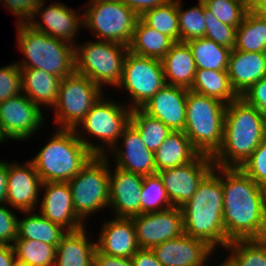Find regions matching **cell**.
<instances>
[{
	"label": "cell",
	"instance_id": "1",
	"mask_svg": "<svg viewBox=\"0 0 266 266\" xmlns=\"http://www.w3.org/2000/svg\"><path fill=\"white\" fill-rule=\"evenodd\" d=\"M222 188L227 239H263L266 234V189L239 167H222Z\"/></svg>",
	"mask_w": 266,
	"mask_h": 266
},
{
	"label": "cell",
	"instance_id": "2",
	"mask_svg": "<svg viewBox=\"0 0 266 266\" xmlns=\"http://www.w3.org/2000/svg\"><path fill=\"white\" fill-rule=\"evenodd\" d=\"M223 201L222 167L214 166L181 207L183 232L204 240L215 251L218 246L224 249L230 243L223 225Z\"/></svg>",
	"mask_w": 266,
	"mask_h": 266
},
{
	"label": "cell",
	"instance_id": "3",
	"mask_svg": "<svg viewBox=\"0 0 266 266\" xmlns=\"http://www.w3.org/2000/svg\"><path fill=\"white\" fill-rule=\"evenodd\" d=\"M266 138V118L242 97L226 104L223 141L212 157L217 167H241Z\"/></svg>",
	"mask_w": 266,
	"mask_h": 266
},
{
	"label": "cell",
	"instance_id": "4",
	"mask_svg": "<svg viewBox=\"0 0 266 266\" xmlns=\"http://www.w3.org/2000/svg\"><path fill=\"white\" fill-rule=\"evenodd\" d=\"M93 156L74 129L57 128L50 141L30 161L42 182H68Z\"/></svg>",
	"mask_w": 266,
	"mask_h": 266
},
{
	"label": "cell",
	"instance_id": "5",
	"mask_svg": "<svg viewBox=\"0 0 266 266\" xmlns=\"http://www.w3.org/2000/svg\"><path fill=\"white\" fill-rule=\"evenodd\" d=\"M17 45L23 60L19 68H37L61 79L75 72V47L34 30L27 23H15Z\"/></svg>",
	"mask_w": 266,
	"mask_h": 266
},
{
	"label": "cell",
	"instance_id": "6",
	"mask_svg": "<svg viewBox=\"0 0 266 266\" xmlns=\"http://www.w3.org/2000/svg\"><path fill=\"white\" fill-rule=\"evenodd\" d=\"M226 104L188 90L184 133L199 153L213 157L223 141Z\"/></svg>",
	"mask_w": 266,
	"mask_h": 266
},
{
	"label": "cell",
	"instance_id": "7",
	"mask_svg": "<svg viewBox=\"0 0 266 266\" xmlns=\"http://www.w3.org/2000/svg\"><path fill=\"white\" fill-rule=\"evenodd\" d=\"M93 105L86 117L74 129L77 137L94 155H109L122 135L123 129L129 124L131 109L128 105L112 100H107L106 96ZM106 98V99H105ZM81 128V130H79ZM99 139L100 144L91 143L84 134ZM98 145V146H97Z\"/></svg>",
	"mask_w": 266,
	"mask_h": 266
},
{
	"label": "cell",
	"instance_id": "8",
	"mask_svg": "<svg viewBox=\"0 0 266 266\" xmlns=\"http://www.w3.org/2000/svg\"><path fill=\"white\" fill-rule=\"evenodd\" d=\"M74 47L75 72L86 76L100 88L103 85H119L128 46L98 40L87 41Z\"/></svg>",
	"mask_w": 266,
	"mask_h": 266
},
{
	"label": "cell",
	"instance_id": "9",
	"mask_svg": "<svg viewBox=\"0 0 266 266\" xmlns=\"http://www.w3.org/2000/svg\"><path fill=\"white\" fill-rule=\"evenodd\" d=\"M110 157L94 155L80 172L68 181L73 207L83 220L109 205Z\"/></svg>",
	"mask_w": 266,
	"mask_h": 266
},
{
	"label": "cell",
	"instance_id": "10",
	"mask_svg": "<svg viewBox=\"0 0 266 266\" xmlns=\"http://www.w3.org/2000/svg\"><path fill=\"white\" fill-rule=\"evenodd\" d=\"M83 28L97 40L128 46L140 16L121 0H90L82 12Z\"/></svg>",
	"mask_w": 266,
	"mask_h": 266
},
{
	"label": "cell",
	"instance_id": "11",
	"mask_svg": "<svg viewBox=\"0 0 266 266\" xmlns=\"http://www.w3.org/2000/svg\"><path fill=\"white\" fill-rule=\"evenodd\" d=\"M104 90L86 76L74 72L60 80L57 101L52 110L59 129H75L86 117Z\"/></svg>",
	"mask_w": 266,
	"mask_h": 266
},
{
	"label": "cell",
	"instance_id": "12",
	"mask_svg": "<svg viewBox=\"0 0 266 266\" xmlns=\"http://www.w3.org/2000/svg\"><path fill=\"white\" fill-rule=\"evenodd\" d=\"M165 76L160 59L143 57L127 52L122 79L116 88L128 92L132 109L141 108L164 85Z\"/></svg>",
	"mask_w": 266,
	"mask_h": 266
},
{
	"label": "cell",
	"instance_id": "13",
	"mask_svg": "<svg viewBox=\"0 0 266 266\" xmlns=\"http://www.w3.org/2000/svg\"><path fill=\"white\" fill-rule=\"evenodd\" d=\"M39 106L23 93L0 103V134L5 140L26 141L43 125L44 115Z\"/></svg>",
	"mask_w": 266,
	"mask_h": 266
},
{
	"label": "cell",
	"instance_id": "14",
	"mask_svg": "<svg viewBox=\"0 0 266 266\" xmlns=\"http://www.w3.org/2000/svg\"><path fill=\"white\" fill-rule=\"evenodd\" d=\"M214 166L211 156L198 154L187 164L158 171L172 206L182 207L190 200Z\"/></svg>",
	"mask_w": 266,
	"mask_h": 266
},
{
	"label": "cell",
	"instance_id": "15",
	"mask_svg": "<svg viewBox=\"0 0 266 266\" xmlns=\"http://www.w3.org/2000/svg\"><path fill=\"white\" fill-rule=\"evenodd\" d=\"M131 218L139 249H152L184 233L181 207L173 206L163 211L141 213Z\"/></svg>",
	"mask_w": 266,
	"mask_h": 266
},
{
	"label": "cell",
	"instance_id": "16",
	"mask_svg": "<svg viewBox=\"0 0 266 266\" xmlns=\"http://www.w3.org/2000/svg\"><path fill=\"white\" fill-rule=\"evenodd\" d=\"M45 3H47L45 0L41 1L27 24L34 30L75 46L76 36L80 34L79 29L83 27V16L61 1L60 3L55 1L47 7L44 6ZM37 17L41 18L42 22L35 19Z\"/></svg>",
	"mask_w": 266,
	"mask_h": 266
},
{
	"label": "cell",
	"instance_id": "17",
	"mask_svg": "<svg viewBox=\"0 0 266 266\" xmlns=\"http://www.w3.org/2000/svg\"><path fill=\"white\" fill-rule=\"evenodd\" d=\"M8 186L6 204L22 211H35L40 202L42 180L33 163L29 160L24 164L8 162ZM35 208V209H34Z\"/></svg>",
	"mask_w": 266,
	"mask_h": 266
},
{
	"label": "cell",
	"instance_id": "18",
	"mask_svg": "<svg viewBox=\"0 0 266 266\" xmlns=\"http://www.w3.org/2000/svg\"><path fill=\"white\" fill-rule=\"evenodd\" d=\"M152 251L163 266H206L215 252L204 240L185 233L154 246Z\"/></svg>",
	"mask_w": 266,
	"mask_h": 266
},
{
	"label": "cell",
	"instance_id": "19",
	"mask_svg": "<svg viewBox=\"0 0 266 266\" xmlns=\"http://www.w3.org/2000/svg\"><path fill=\"white\" fill-rule=\"evenodd\" d=\"M41 190L44 195L38 206L43 217L61 225L67 231H77L85 227L86 224L73 207L68 182H43Z\"/></svg>",
	"mask_w": 266,
	"mask_h": 266
},
{
	"label": "cell",
	"instance_id": "20",
	"mask_svg": "<svg viewBox=\"0 0 266 266\" xmlns=\"http://www.w3.org/2000/svg\"><path fill=\"white\" fill-rule=\"evenodd\" d=\"M121 139L122 148L118 142L108 152L115 155V167L142 176L157 173L154 152L145 147L139 132L130 123L123 129Z\"/></svg>",
	"mask_w": 266,
	"mask_h": 266
},
{
	"label": "cell",
	"instance_id": "21",
	"mask_svg": "<svg viewBox=\"0 0 266 266\" xmlns=\"http://www.w3.org/2000/svg\"><path fill=\"white\" fill-rule=\"evenodd\" d=\"M114 168L113 172L110 167L108 205L113 210V216L131 218L140 214V195L144 176Z\"/></svg>",
	"mask_w": 266,
	"mask_h": 266
},
{
	"label": "cell",
	"instance_id": "22",
	"mask_svg": "<svg viewBox=\"0 0 266 266\" xmlns=\"http://www.w3.org/2000/svg\"><path fill=\"white\" fill-rule=\"evenodd\" d=\"M189 89L165 84L141 109L161 120L172 131H183L186 122V97Z\"/></svg>",
	"mask_w": 266,
	"mask_h": 266
},
{
	"label": "cell",
	"instance_id": "23",
	"mask_svg": "<svg viewBox=\"0 0 266 266\" xmlns=\"http://www.w3.org/2000/svg\"><path fill=\"white\" fill-rule=\"evenodd\" d=\"M96 248L115 257L131 258L139 249L132 218L114 217L101 225Z\"/></svg>",
	"mask_w": 266,
	"mask_h": 266
},
{
	"label": "cell",
	"instance_id": "24",
	"mask_svg": "<svg viewBox=\"0 0 266 266\" xmlns=\"http://www.w3.org/2000/svg\"><path fill=\"white\" fill-rule=\"evenodd\" d=\"M227 74L232 89L240 97L254 83L266 77V52H243L232 49Z\"/></svg>",
	"mask_w": 266,
	"mask_h": 266
},
{
	"label": "cell",
	"instance_id": "25",
	"mask_svg": "<svg viewBox=\"0 0 266 266\" xmlns=\"http://www.w3.org/2000/svg\"><path fill=\"white\" fill-rule=\"evenodd\" d=\"M161 62L166 84L191 88L197 68L186 42H175Z\"/></svg>",
	"mask_w": 266,
	"mask_h": 266
},
{
	"label": "cell",
	"instance_id": "26",
	"mask_svg": "<svg viewBox=\"0 0 266 266\" xmlns=\"http://www.w3.org/2000/svg\"><path fill=\"white\" fill-rule=\"evenodd\" d=\"M86 227L68 231L56 247L54 266H93L96 242L90 241ZM89 240V241H88Z\"/></svg>",
	"mask_w": 266,
	"mask_h": 266
},
{
	"label": "cell",
	"instance_id": "27",
	"mask_svg": "<svg viewBox=\"0 0 266 266\" xmlns=\"http://www.w3.org/2000/svg\"><path fill=\"white\" fill-rule=\"evenodd\" d=\"M20 71L22 93L40 108H53L61 78L37 68H20Z\"/></svg>",
	"mask_w": 266,
	"mask_h": 266
},
{
	"label": "cell",
	"instance_id": "28",
	"mask_svg": "<svg viewBox=\"0 0 266 266\" xmlns=\"http://www.w3.org/2000/svg\"><path fill=\"white\" fill-rule=\"evenodd\" d=\"M198 154L184 131H172L154 152L156 171L187 164Z\"/></svg>",
	"mask_w": 266,
	"mask_h": 266
},
{
	"label": "cell",
	"instance_id": "29",
	"mask_svg": "<svg viewBox=\"0 0 266 266\" xmlns=\"http://www.w3.org/2000/svg\"><path fill=\"white\" fill-rule=\"evenodd\" d=\"M174 43L169 36L158 32L139 18L128 45V51L139 56L161 60Z\"/></svg>",
	"mask_w": 266,
	"mask_h": 266
},
{
	"label": "cell",
	"instance_id": "30",
	"mask_svg": "<svg viewBox=\"0 0 266 266\" xmlns=\"http://www.w3.org/2000/svg\"><path fill=\"white\" fill-rule=\"evenodd\" d=\"M34 211H22L26 216L18 218L17 238L41 241L46 244L57 245L68 232L61 225L51 222L40 213Z\"/></svg>",
	"mask_w": 266,
	"mask_h": 266
},
{
	"label": "cell",
	"instance_id": "31",
	"mask_svg": "<svg viewBox=\"0 0 266 266\" xmlns=\"http://www.w3.org/2000/svg\"><path fill=\"white\" fill-rule=\"evenodd\" d=\"M189 90L216 98L225 104L239 97L232 89L227 71L197 69Z\"/></svg>",
	"mask_w": 266,
	"mask_h": 266
},
{
	"label": "cell",
	"instance_id": "32",
	"mask_svg": "<svg viewBox=\"0 0 266 266\" xmlns=\"http://www.w3.org/2000/svg\"><path fill=\"white\" fill-rule=\"evenodd\" d=\"M235 50L266 52V18L249 10L236 30Z\"/></svg>",
	"mask_w": 266,
	"mask_h": 266
},
{
	"label": "cell",
	"instance_id": "33",
	"mask_svg": "<svg viewBox=\"0 0 266 266\" xmlns=\"http://www.w3.org/2000/svg\"><path fill=\"white\" fill-rule=\"evenodd\" d=\"M193 54L197 69L227 71L231 49L206 37L186 42Z\"/></svg>",
	"mask_w": 266,
	"mask_h": 266
},
{
	"label": "cell",
	"instance_id": "34",
	"mask_svg": "<svg viewBox=\"0 0 266 266\" xmlns=\"http://www.w3.org/2000/svg\"><path fill=\"white\" fill-rule=\"evenodd\" d=\"M16 262L26 266H54L56 247L36 240L16 238L12 244Z\"/></svg>",
	"mask_w": 266,
	"mask_h": 266
},
{
	"label": "cell",
	"instance_id": "35",
	"mask_svg": "<svg viewBox=\"0 0 266 266\" xmlns=\"http://www.w3.org/2000/svg\"><path fill=\"white\" fill-rule=\"evenodd\" d=\"M129 123L139 132L145 147L153 152L172 132L161 120L148 115L141 108L131 110Z\"/></svg>",
	"mask_w": 266,
	"mask_h": 266
},
{
	"label": "cell",
	"instance_id": "36",
	"mask_svg": "<svg viewBox=\"0 0 266 266\" xmlns=\"http://www.w3.org/2000/svg\"><path fill=\"white\" fill-rule=\"evenodd\" d=\"M224 249L231 252L227 259L233 266H266L264 239L233 240Z\"/></svg>",
	"mask_w": 266,
	"mask_h": 266
},
{
	"label": "cell",
	"instance_id": "37",
	"mask_svg": "<svg viewBox=\"0 0 266 266\" xmlns=\"http://www.w3.org/2000/svg\"><path fill=\"white\" fill-rule=\"evenodd\" d=\"M140 18L158 32L169 36L174 42H180L177 0L145 11Z\"/></svg>",
	"mask_w": 266,
	"mask_h": 266
},
{
	"label": "cell",
	"instance_id": "38",
	"mask_svg": "<svg viewBox=\"0 0 266 266\" xmlns=\"http://www.w3.org/2000/svg\"><path fill=\"white\" fill-rule=\"evenodd\" d=\"M173 207L158 173L143 177L140 195V214L163 211Z\"/></svg>",
	"mask_w": 266,
	"mask_h": 266
},
{
	"label": "cell",
	"instance_id": "39",
	"mask_svg": "<svg viewBox=\"0 0 266 266\" xmlns=\"http://www.w3.org/2000/svg\"><path fill=\"white\" fill-rule=\"evenodd\" d=\"M182 0H177L180 42L204 37L206 22L204 3L198 0V5L183 10Z\"/></svg>",
	"mask_w": 266,
	"mask_h": 266
},
{
	"label": "cell",
	"instance_id": "40",
	"mask_svg": "<svg viewBox=\"0 0 266 266\" xmlns=\"http://www.w3.org/2000/svg\"><path fill=\"white\" fill-rule=\"evenodd\" d=\"M205 7L223 23L237 28L249 11L245 0H202Z\"/></svg>",
	"mask_w": 266,
	"mask_h": 266
},
{
	"label": "cell",
	"instance_id": "41",
	"mask_svg": "<svg viewBox=\"0 0 266 266\" xmlns=\"http://www.w3.org/2000/svg\"><path fill=\"white\" fill-rule=\"evenodd\" d=\"M204 17L206 22L204 37L211 39L217 44L225 46L231 50L234 49L237 28L218 20L214 14L205 7V5Z\"/></svg>",
	"mask_w": 266,
	"mask_h": 266
},
{
	"label": "cell",
	"instance_id": "42",
	"mask_svg": "<svg viewBox=\"0 0 266 266\" xmlns=\"http://www.w3.org/2000/svg\"><path fill=\"white\" fill-rule=\"evenodd\" d=\"M254 182L266 189V138L240 167Z\"/></svg>",
	"mask_w": 266,
	"mask_h": 266
},
{
	"label": "cell",
	"instance_id": "43",
	"mask_svg": "<svg viewBox=\"0 0 266 266\" xmlns=\"http://www.w3.org/2000/svg\"><path fill=\"white\" fill-rule=\"evenodd\" d=\"M21 93V71L16 62L0 67V103Z\"/></svg>",
	"mask_w": 266,
	"mask_h": 266
},
{
	"label": "cell",
	"instance_id": "44",
	"mask_svg": "<svg viewBox=\"0 0 266 266\" xmlns=\"http://www.w3.org/2000/svg\"><path fill=\"white\" fill-rule=\"evenodd\" d=\"M6 206L0 204V244L12 245L17 238L18 217Z\"/></svg>",
	"mask_w": 266,
	"mask_h": 266
},
{
	"label": "cell",
	"instance_id": "45",
	"mask_svg": "<svg viewBox=\"0 0 266 266\" xmlns=\"http://www.w3.org/2000/svg\"><path fill=\"white\" fill-rule=\"evenodd\" d=\"M41 1L42 0H2V5L17 16L19 20L16 21L17 23H27Z\"/></svg>",
	"mask_w": 266,
	"mask_h": 266
},
{
	"label": "cell",
	"instance_id": "46",
	"mask_svg": "<svg viewBox=\"0 0 266 266\" xmlns=\"http://www.w3.org/2000/svg\"><path fill=\"white\" fill-rule=\"evenodd\" d=\"M248 104L255 106L266 118V77L254 83L242 96Z\"/></svg>",
	"mask_w": 266,
	"mask_h": 266
},
{
	"label": "cell",
	"instance_id": "47",
	"mask_svg": "<svg viewBox=\"0 0 266 266\" xmlns=\"http://www.w3.org/2000/svg\"><path fill=\"white\" fill-rule=\"evenodd\" d=\"M93 266H133V264L131 258L108 255L96 248L93 255Z\"/></svg>",
	"mask_w": 266,
	"mask_h": 266
},
{
	"label": "cell",
	"instance_id": "48",
	"mask_svg": "<svg viewBox=\"0 0 266 266\" xmlns=\"http://www.w3.org/2000/svg\"><path fill=\"white\" fill-rule=\"evenodd\" d=\"M131 260L133 266H163L152 249H138Z\"/></svg>",
	"mask_w": 266,
	"mask_h": 266
},
{
	"label": "cell",
	"instance_id": "49",
	"mask_svg": "<svg viewBox=\"0 0 266 266\" xmlns=\"http://www.w3.org/2000/svg\"><path fill=\"white\" fill-rule=\"evenodd\" d=\"M127 7L141 16L145 11L167 3L169 0H121Z\"/></svg>",
	"mask_w": 266,
	"mask_h": 266
},
{
	"label": "cell",
	"instance_id": "50",
	"mask_svg": "<svg viewBox=\"0 0 266 266\" xmlns=\"http://www.w3.org/2000/svg\"><path fill=\"white\" fill-rule=\"evenodd\" d=\"M8 162L0 161V204H6L8 186Z\"/></svg>",
	"mask_w": 266,
	"mask_h": 266
},
{
	"label": "cell",
	"instance_id": "51",
	"mask_svg": "<svg viewBox=\"0 0 266 266\" xmlns=\"http://www.w3.org/2000/svg\"><path fill=\"white\" fill-rule=\"evenodd\" d=\"M16 257L12 245L0 244V266H14Z\"/></svg>",
	"mask_w": 266,
	"mask_h": 266
},
{
	"label": "cell",
	"instance_id": "52",
	"mask_svg": "<svg viewBox=\"0 0 266 266\" xmlns=\"http://www.w3.org/2000/svg\"><path fill=\"white\" fill-rule=\"evenodd\" d=\"M253 11L262 17L266 18V0L261 1L254 9Z\"/></svg>",
	"mask_w": 266,
	"mask_h": 266
},
{
	"label": "cell",
	"instance_id": "53",
	"mask_svg": "<svg viewBox=\"0 0 266 266\" xmlns=\"http://www.w3.org/2000/svg\"><path fill=\"white\" fill-rule=\"evenodd\" d=\"M248 10H253L263 0H245Z\"/></svg>",
	"mask_w": 266,
	"mask_h": 266
},
{
	"label": "cell",
	"instance_id": "54",
	"mask_svg": "<svg viewBox=\"0 0 266 266\" xmlns=\"http://www.w3.org/2000/svg\"><path fill=\"white\" fill-rule=\"evenodd\" d=\"M225 260H223L222 262H221V264H219L218 266H233L232 264H231V262L227 259V258H224Z\"/></svg>",
	"mask_w": 266,
	"mask_h": 266
},
{
	"label": "cell",
	"instance_id": "55",
	"mask_svg": "<svg viewBox=\"0 0 266 266\" xmlns=\"http://www.w3.org/2000/svg\"><path fill=\"white\" fill-rule=\"evenodd\" d=\"M14 266H26V265L16 262V263L14 264Z\"/></svg>",
	"mask_w": 266,
	"mask_h": 266
},
{
	"label": "cell",
	"instance_id": "56",
	"mask_svg": "<svg viewBox=\"0 0 266 266\" xmlns=\"http://www.w3.org/2000/svg\"><path fill=\"white\" fill-rule=\"evenodd\" d=\"M5 142L4 139L2 138L1 134H0V143Z\"/></svg>",
	"mask_w": 266,
	"mask_h": 266
}]
</instances>
